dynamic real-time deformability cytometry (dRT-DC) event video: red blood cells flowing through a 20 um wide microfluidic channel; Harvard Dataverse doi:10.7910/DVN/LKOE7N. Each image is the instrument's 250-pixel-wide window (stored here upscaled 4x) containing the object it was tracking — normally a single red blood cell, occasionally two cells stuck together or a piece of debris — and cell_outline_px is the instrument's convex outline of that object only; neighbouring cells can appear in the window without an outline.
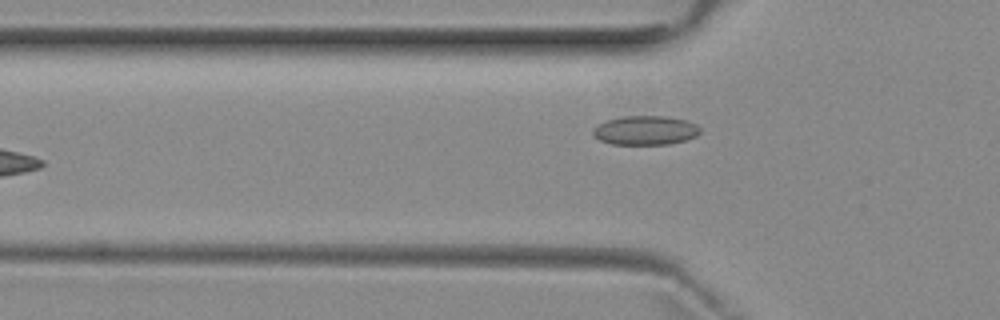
{"species": "common noctule bat (a hibernating species)", "species_latin": "Nyctalus noctula", "temperature_condition": "room temperature", "stored_images_in_passage": 6, "camera_frame_rate_fps": 3000, "um_per_image_px": 0.085, "animal": {"sex": "female", "body_mass_g": 29.2, "forearm_length_mm": 56.3}, "frame": {"image": 1, "passage_image": 6, "time_ms": 6.0, "image_size_px": [1000, 320], "cell_outline_px": [[700, 132], [696, 136], [684, 140], [668, 144], [612, 144], [600, 140], [592, 132], [592, 128], [604, 120], [624, 116], [664, 116], [688, 120], [696, 124], [700, 128]], "centroid_in_image_um": [54.85, 11.07], "position_along_channel_um": 71.0, "area_um2": 18.21}}